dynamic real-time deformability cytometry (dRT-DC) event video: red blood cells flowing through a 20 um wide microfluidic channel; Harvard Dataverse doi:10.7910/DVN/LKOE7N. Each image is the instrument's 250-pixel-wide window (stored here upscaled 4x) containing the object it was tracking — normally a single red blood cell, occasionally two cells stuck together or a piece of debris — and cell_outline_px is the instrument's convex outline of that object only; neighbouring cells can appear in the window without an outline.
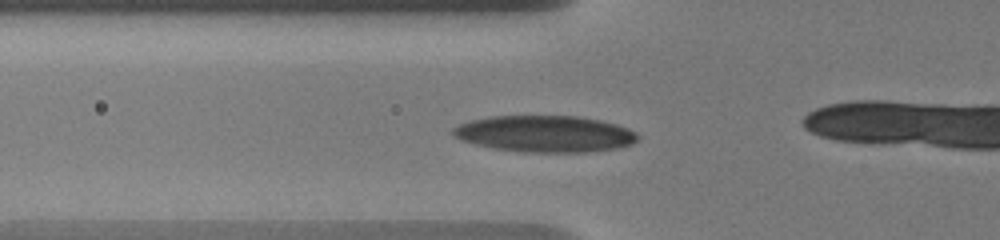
{"species": "human", "species_latin": "Homo sapiens", "temperature_condition": "warm", "stored_images_in_passage": 14, "camera_frame_rate_fps": 3000, "um_per_image_px": 0.085, "donor": {"sex": "male"}, "frame": {"image": 1, "passage_image": 8, "time_ms": 4.333, "image_size_px": [1000, 240], "cell_outline_px": [[640, 136], [632, 144], [616, 148], [584, 152], [524, 152], [492, 148], [460, 140], [452, 132], [452, 128], [460, 124], [472, 120], [492, 116], [580, 116], [600, 120], [616, 124], [628, 128], [636, 132]], "centroid_in_image_um": [46.34, 11.37], "position_along_channel_um": 79.5, "area_um2": 39.25}}
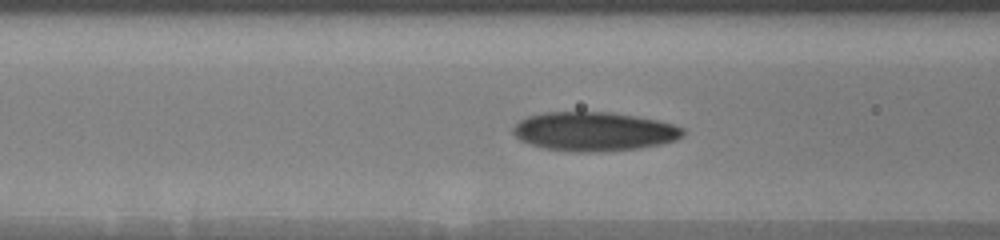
{"frame": {"image": 2, "passage_image": 10, "time_ms": 5.333, "image_size_px": [1000, 240], "cell_outline_px": [[684, 136], [676, 140], [660, 144], [640, 148], [604, 152], [576, 152], [544, 148], [520, 140], [512, 132], [512, 128], [520, 120], [528, 116], [544, 112], [612, 112], [636, 116], [656, 120], [672, 124], [684, 128]], "centroid_in_image_um": [50.5, 11.18], "position_along_channel_um": 116.1, "area_um2": 38.73}}
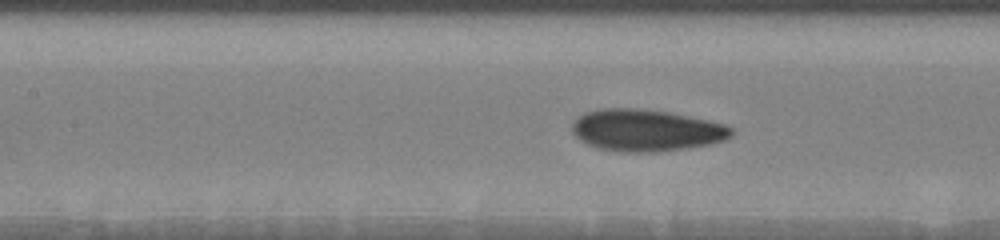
{"frame": {"image": 3, "passage_image": 12, "time_ms": 6.333, "image_size_px": [1000, 240], "cell_outline_px": [[736, 132], [732, 136], [724, 140], [712, 144], [656, 152], [620, 152], [596, 148], [584, 144], [572, 132], [572, 124], [584, 112], [600, 108], [636, 108], [668, 112], [708, 120], [724, 124], [732, 128]], "centroid_in_image_um": [54.91, 11.08], "position_along_channel_um": 152.5, "area_um2": 39.07}}